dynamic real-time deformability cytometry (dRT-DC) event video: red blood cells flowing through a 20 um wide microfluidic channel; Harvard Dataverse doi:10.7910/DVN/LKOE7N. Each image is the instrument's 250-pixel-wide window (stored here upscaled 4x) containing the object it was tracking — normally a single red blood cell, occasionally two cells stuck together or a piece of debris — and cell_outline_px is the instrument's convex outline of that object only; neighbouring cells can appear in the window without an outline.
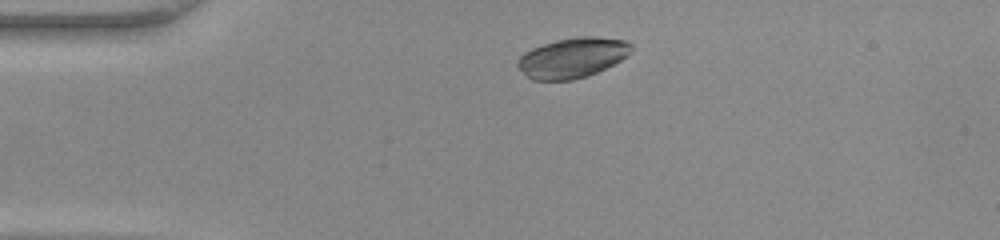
{"species": "common noctule bat (a hibernating species)", "species_latin": "Nyctalus noctula", "temperature_condition": "warm", "stored_images_in_passage": 36, "camera_frame_rate_fps": 3000, "um_per_image_px": 0.085, "animal": {"sex": "female", "body_mass_g": 22.0, "forearm_length_mm": 56.7}, "frame": {"image": 1, "passage_image": 1, "time_ms": 0.0, "image_size_px": [1000, 240], "cell_outline_px": [[624, 44], [620, 56], [616, 60], [592, 72], [580, 76], [568, 76], [532, 52], [540, 48], [552, 44], [568, 40], [616, 40]], "centroid_in_image_um": [49.35, 4.7], "position_along_channel_um": 35.6, "area_um2": 16.18}}
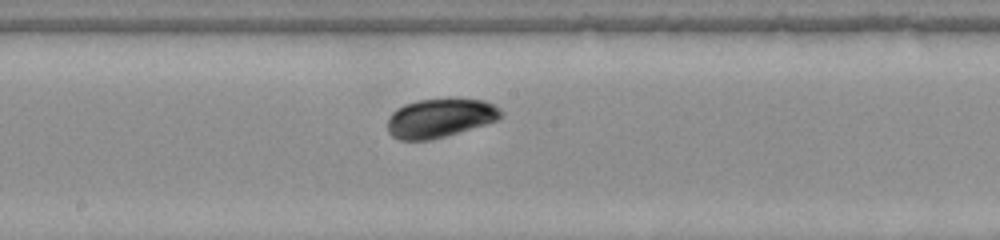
{"frame": {"image": 2, "passage_image": 16, "time_ms": 5.0, "image_size_px": [1000, 240], "cell_outline_px": [[496, 116], [448, 132], [432, 136], [404, 136], [392, 124], [392, 116], [396, 112], [412, 104], [436, 100], [468, 100], [484, 104], [492, 108], [496, 112]], "centroid_in_image_um": [37.37, 9.94], "position_along_channel_um": 210.8, "area_um2": 19.59}}
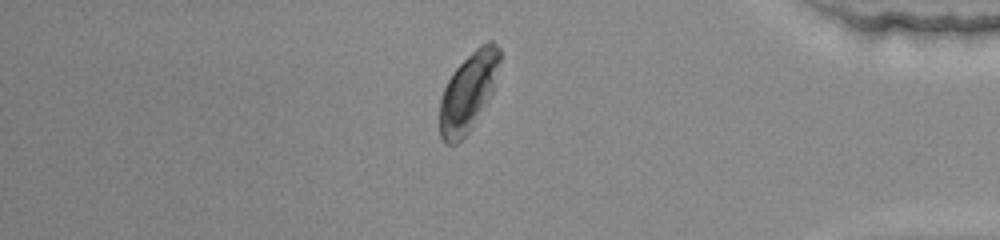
{"frame": {"image": 3, "passage_image": 31, "time_ms": 10.0, "image_size_px": [1000, 240], "cell_outline_px": [[496, 60], [472, 108], [464, 120], [456, 124], [440, 116], [444, 92], [452, 76], [472, 56], [496, 56]], "centroid_in_image_um": [39.59, 7.48], "position_along_channel_um": 395.6, "area_um2": 14.97}}